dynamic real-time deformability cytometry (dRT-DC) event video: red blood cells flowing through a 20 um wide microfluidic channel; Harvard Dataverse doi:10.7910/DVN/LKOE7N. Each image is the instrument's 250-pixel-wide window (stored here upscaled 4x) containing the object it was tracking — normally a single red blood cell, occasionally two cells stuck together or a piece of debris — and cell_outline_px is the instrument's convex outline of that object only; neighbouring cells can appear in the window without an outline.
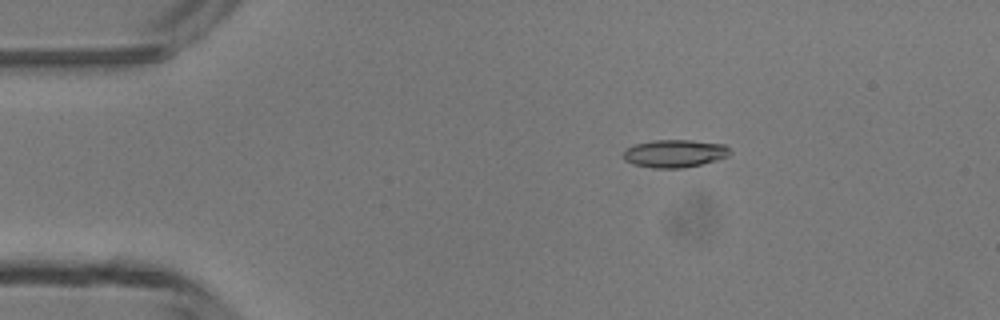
{"species": "common noctule bat (a hibernating species)", "species_latin": "Nyctalus noctula", "temperature_condition": "room temperature", "stored_images_in_passage": 4, "camera_frame_rate_fps": 3000, "um_per_image_px": 0.085, "animal": {"sex": "male", "body_mass_g": 13.3}, "frame": {"image": 1, "passage_image": 2, "time_ms": 2.0, "image_size_px": [1000, 320], "cell_outline_px": [[732, 152], [728, 156], [716, 160], [684, 168], [652, 168], [632, 164], [624, 160], [620, 156], [624, 148], [632, 144], [652, 140], [692, 140], [724, 144]], "centroid_in_image_um": [57.26, 13.04], "position_along_channel_um": 27.7, "area_um2": 17.63}}
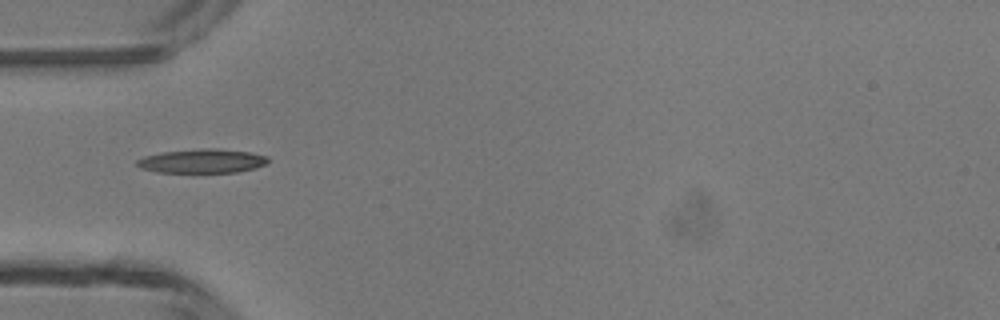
{"frame": {"image": 2, "passage_image": 4, "time_ms": 4.333, "image_size_px": [1000, 320], "cell_outline_px": [[268, 164], [256, 168], [236, 172], [156, 172], [140, 168], [136, 164], [136, 160], [144, 156], [160, 152], [200, 148], [212, 148], [248, 152], [268, 156]], "centroid_in_image_um": [17.17, 13.68], "position_along_channel_um": 67.8, "area_um2": 18.44}}